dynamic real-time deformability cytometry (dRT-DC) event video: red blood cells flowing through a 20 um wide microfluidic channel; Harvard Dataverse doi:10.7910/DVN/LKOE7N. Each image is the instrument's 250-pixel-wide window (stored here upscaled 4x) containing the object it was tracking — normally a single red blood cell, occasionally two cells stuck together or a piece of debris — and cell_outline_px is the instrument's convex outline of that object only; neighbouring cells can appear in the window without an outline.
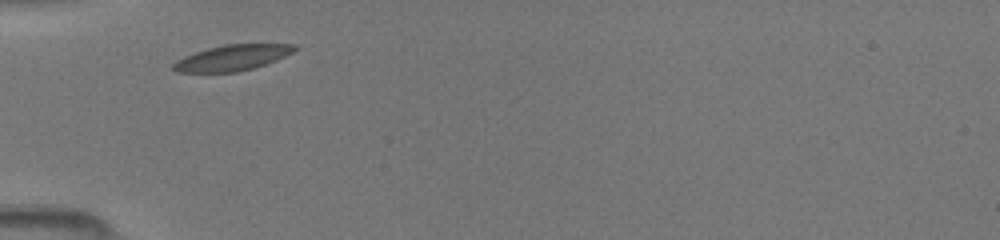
{"species": "common noctule bat (a hibernating species)", "species_latin": "Nyctalus noctula", "temperature_condition": "room temperature", "stored_images_in_passage": 12, "camera_frame_rate_fps": 3000, "um_per_image_px": 0.085, "animal": {"sex": "female", "body_mass_g": 19.5, "forearm_length_mm": 54.1}, "frame": {"image": 1, "passage_image": 1, "time_ms": 0.0, "image_size_px": [1000, 240], "cell_outline_px": [[300, 48], [276, 60], [252, 68], [236, 72], [176, 72], [172, 68], [172, 64], [176, 60], [184, 56], [208, 48], [224, 44], [292, 44]], "centroid_in_image_um": [19.72, 4.9], "position_along_channel_um": 65.3, "area_um2": 18.03}}
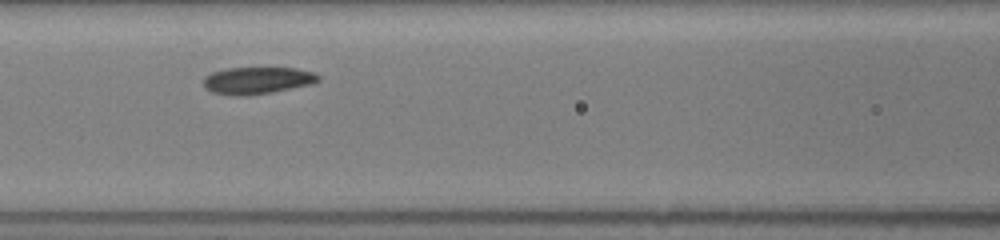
{"frame": {"image": 2, "passage_image": 4, "time_ms": 1.0, "image_size_px": [1000, 240], "cell_outline_px": [[320, 80], [312, 84], [272, 92], [248, 96], [232, 96], [212, 92], [204, 88], [204, 76], [212, 72], [228, 68], [296, 68], [316, 72], [320, 76]], "centroid_in_image_um": [21.88, 6.84], "position_along_channel_um": 144.7, "area_um2": 18.32}}
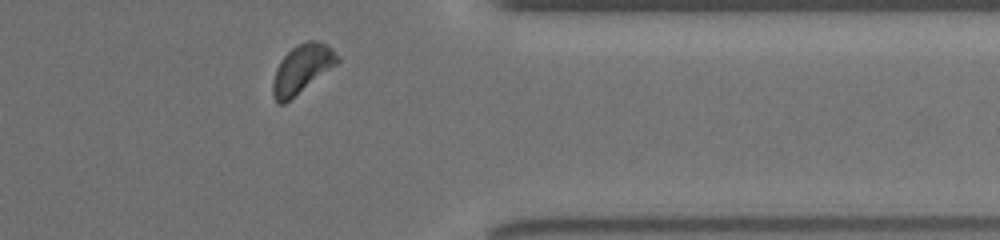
{"frame": {"image": 3, "passage_image": 11, "time_ms": 3.333, "image_size_px": [1000, 240], "cell_outline_px": [[340, 60], [336, 64], [284, 104], [276, 104], [272, 96], [272, 80], [276, 68], [280, 60], [292, 48], [304, 40], [316, 40], [332, 48]], "centroid_in_image_um": [25.61, 5.86], "position_along_channel_um": 385.8, "area_um2": 18.09}}